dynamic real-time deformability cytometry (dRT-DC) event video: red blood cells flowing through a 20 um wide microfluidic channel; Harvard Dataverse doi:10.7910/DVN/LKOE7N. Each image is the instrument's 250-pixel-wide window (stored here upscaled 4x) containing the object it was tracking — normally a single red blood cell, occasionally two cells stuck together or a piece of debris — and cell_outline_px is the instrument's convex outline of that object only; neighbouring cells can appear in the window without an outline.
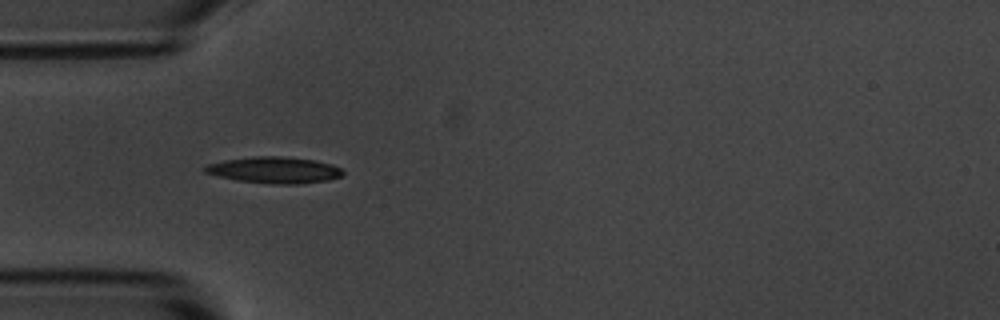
{"species": "common noctule bat (a hibernating species)", "species_latin": "Nyctalus noctula", "temperature_condition": "room temperature", "stored_images_in_passage": 15, "camera_frame_rate_fps": 3000, "um_per_image_px": 0.085, "animal": {"sex": "male", "body_mass_g": 20.1, "forearm_length_mm": 53.5}, "frame": {"image": 1, "passage_image": 5, "time_ms": 5.333, "image_size_px": [1000, 320], "cell_outline_px": [[344, 172], [340, 176], [328, 180], [296, 184], [272, 184], [236, 180], [204, 172], [204, 164], [224, 160], [256, 156], [280, 156], [316, 160], [332, 164], [340, 168]], "centroid_in_image_um": [23.31, 14.45], "position_along_channel_um": 61.7, "area_um2": 21.15}}
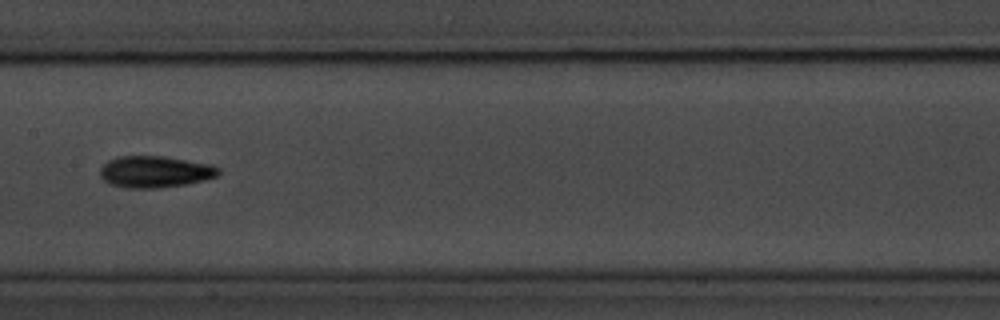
{"frame": {"image": 2, "passage_image": 8, "time_ms": 9.0, "image_size_px": [1000, 320], "cell_outline_px": [[220, 172], [216, 176], [204, 180], [188, 184], [160, 188], [128, 188], [108, 184], [100, 176], [100, 168], [108, 160], [120, 156], [164, 156], [212, 164], [220, 168]], "centroid_in_image_um": [13.18, 14.6], "position_along_channel_um": 194.2, "area_um2": 22.02}}
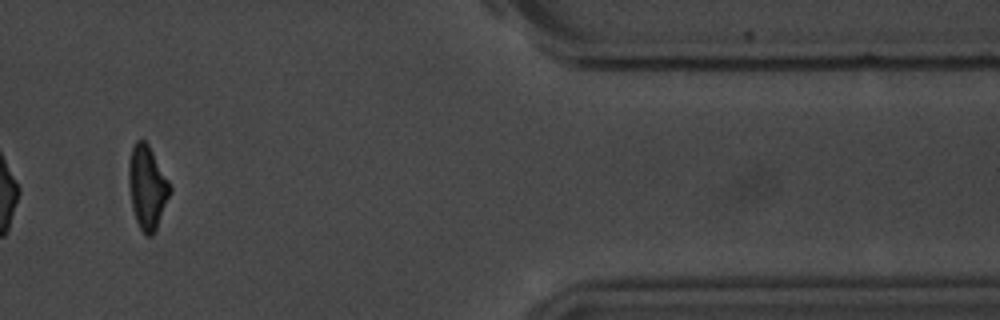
{"frame": {"image": 3, "passage_image": 14, "time_ms": 15.667, "image_size_px": [1000, 320], "cell_outline_px": [[172, 192], [156, 232], [152, 236], [144, 236], [136, 220], [132, 208], [128, 184], [128, 164], [132, 148], [136, 140], [144, 140], [148, 144], [168, 180], [172, 188]], "centroid_in_image_um": [12.52, 15.98], "position_along_channel_um": 398.9, "area_um2": 20.35}, "authors_computed_cell_mechanics": {"area_um2": 20.8658, "velocity_mm_per_s": 3.6213, "shape_relaxation_time_tau1_ms": 1.8688, "shape_relaxation_time_tau2_ms": null, "deformation_change_tau1": 0.0876, "deformation_change_tau2": null}}